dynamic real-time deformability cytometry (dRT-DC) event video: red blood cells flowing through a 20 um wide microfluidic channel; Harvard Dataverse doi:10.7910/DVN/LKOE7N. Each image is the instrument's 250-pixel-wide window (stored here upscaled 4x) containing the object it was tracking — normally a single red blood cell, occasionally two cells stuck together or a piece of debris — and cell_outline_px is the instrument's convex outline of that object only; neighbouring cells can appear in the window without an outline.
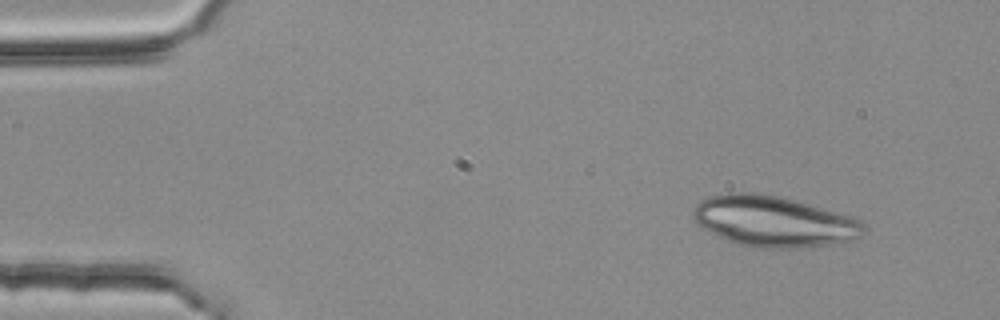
{"species": "common noctule bat (a hibernating species)", "species_latin": "Nyctalus noctula", "temperature_condition": "room temperature", "stored_images_in_passage": 5, "camera_frame_rate_fps": 3000, "um_per_image_px": 0.085, "animal": {"sex": "female", "body_mass_g": 25.1}, "frame": {"image": 1, "passage_image": 1, "time_ms": 0.0, "image_size_px": [1000, 320], "cell_outline_px": [[864, 232], [860, 236], [852, 240], [832, 244], [788, 248], [752, 248], [728, 240], [696, 224], [692, 216], [692, 208], [700, 200], [708, 196], [728, 192], [752, 192], [776, 196], [808, 204], [848, 216], [860, 220], [864, 224]], "centroid_in_image_um": [65.7, 18.81], "position_along_channel_um": 19.3, "area_um2": 50.05}}